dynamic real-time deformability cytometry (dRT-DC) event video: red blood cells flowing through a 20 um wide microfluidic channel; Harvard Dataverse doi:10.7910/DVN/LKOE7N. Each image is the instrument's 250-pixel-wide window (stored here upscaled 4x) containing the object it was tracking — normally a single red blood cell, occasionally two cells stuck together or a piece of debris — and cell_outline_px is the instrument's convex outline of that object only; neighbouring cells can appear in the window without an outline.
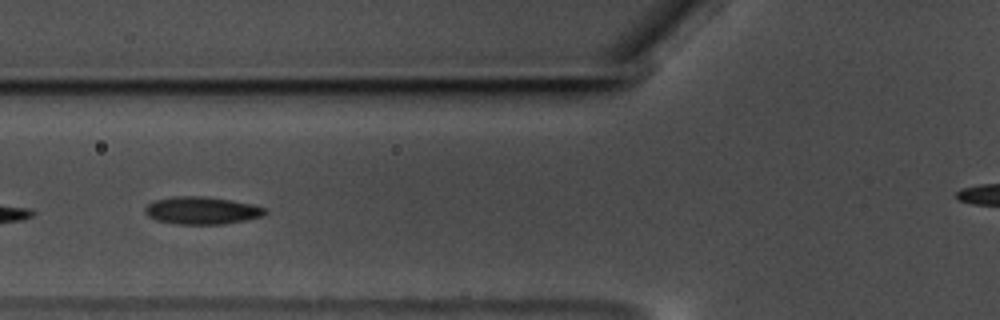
{"species": "common noctule bat (a hibernating species)", "species_latin": "Nyctalus noctula", "temperature_condition": "warm", "stored_images_in_passage": 29, "camera_frame_rate_fps": 3000, "um_per_image_px": 0.085, "animal": {"sex": "male", "body_mass_g": 17.5, "forearm_length_mm": 52.3}, "frame": {"image": 1, "passage_image": 5, "time_ms": 1.333, "image_size_px": [1000, 320], "cell_outline_px": [[268, 212], [264, 216], [244, 220], [220, 224], [176, 224], [156, 220], [148, 216], [144, 212], [144, 208], [148, 204], [156, 200], [172, 196], [200, 196], [228, 200], [252, 204], [264, 208]], "centroid_in_image_um": [17.12, 17.89], "position_along_channel_um": 108.7, "area_um2": 19.07}, "authors_computed_cell_mechanics": {"area_um2": 19.2474, "velocity_mm_per_s": 3.4876, "shape_relaxation_time_tau1_ms": null, "shape_relaxation_time_tau2_ms": 6.0917, "deformation_change_tau1": null, "deformation_change_tau2": 0.1518}}